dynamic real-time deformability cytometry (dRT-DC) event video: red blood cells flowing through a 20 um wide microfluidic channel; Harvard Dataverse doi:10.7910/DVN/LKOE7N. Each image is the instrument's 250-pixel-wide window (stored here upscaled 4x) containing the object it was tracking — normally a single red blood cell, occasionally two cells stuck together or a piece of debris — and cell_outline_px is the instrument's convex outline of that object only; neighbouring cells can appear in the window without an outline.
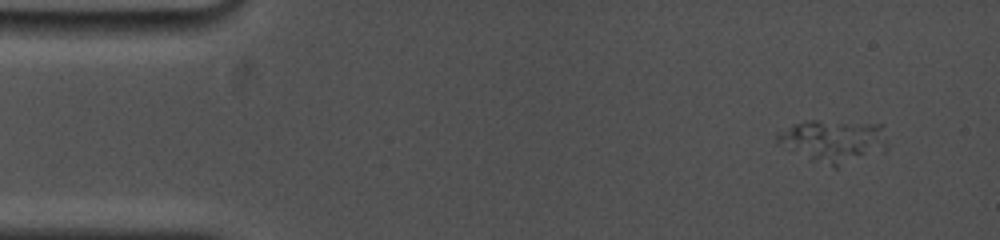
{"species": "common noctule bat (a hibernating species)", "species_latin": "Nyctalus noctula", "temperature_condition": "cold", "stored_images_in_passage": 51, "camera_frame_rate_fps": 5000, "um_per_image_px": 0.085, "animal": {"sex": "female", "body_mass_g": 19.0, "forearm_length_mm": 53.3}, "frame": {"image": 1, "passage_image": 1, "time_ms": 0.0, "image_size_px": [1000, 240], "cell_outline_px": [[888, 148], [884, 152], [836, 168], [812, 160], [776, 144], [776, 132], [804, 120], [820, 120], [884, 124]], "centroid_in_image_um": [70.88, 11.98], "position_along_channel_um": 14.1, "area_um2": 28.09}}
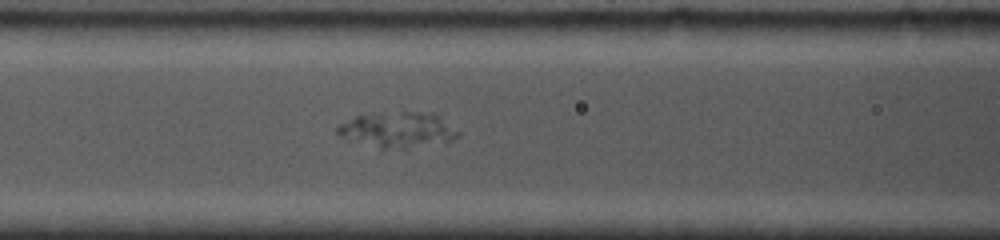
{"frame": {"image": 2, "passage_image": 22, "time_ms": 5.8, "image_size_px": [1000, 240], "cell_outline_px": [[460, 136], [452, 140], [408, 148], [380, 148], [348, 140], [340, 136], [336, 132], [336, 128], [340, 124], [356, 116], [380, 112], [432, 112], [440, 116], [460, 132]], "centroid_in_image_um": [33.81, 11.02], "position_along_channel_um": 132.8, "area_um2": 24.97}}
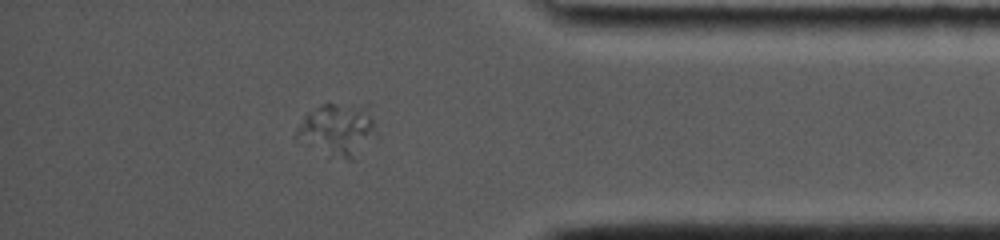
{"frame": {"image": 3, "passage_image": 44, "time_ms": 13.4, "image_size_px": [1000, 240], "cell_outline_px": [[380, 136], [376, 140], [352, 160], [296, 136], [296, 128], [304, 116], [308, 112], [320, 104], [372, 104]], "centroid_in_image_um": [28.93, 10.89], "position_along_channel_um": 406.3, "area_um2": 24.16}}